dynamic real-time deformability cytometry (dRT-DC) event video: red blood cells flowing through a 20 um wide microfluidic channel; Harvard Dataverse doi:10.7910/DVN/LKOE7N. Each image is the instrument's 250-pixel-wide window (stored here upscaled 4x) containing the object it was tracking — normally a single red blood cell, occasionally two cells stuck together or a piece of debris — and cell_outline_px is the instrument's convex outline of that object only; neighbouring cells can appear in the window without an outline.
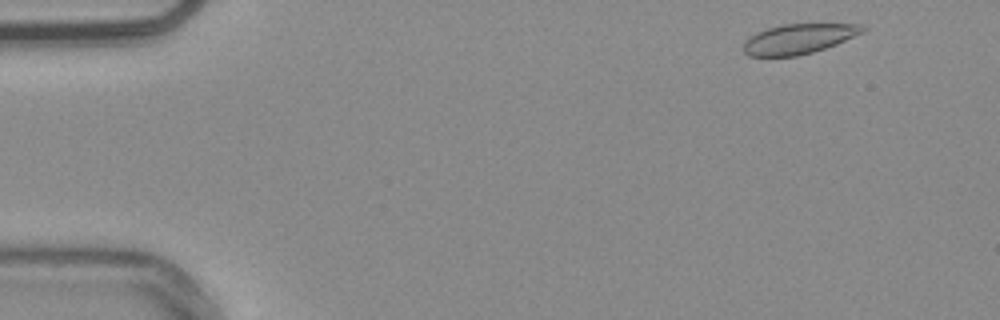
{"species": "common noctule bat (a hibernating species)", "species_latin": "Nyctalus noctula", "temperature_condition": "warm", "stored_images_in_passage": 51, "camera_frame_rate_fps": 3000, "um_per_image_px": 0.085, "animal": {"sex": "male", "body_mass_g": 20.4}, "frame": {"image": 1, "passage_image": 2, "time_ms": 0.333, "image_size_px": [1000, 320], "cell_outline_px": [[868, 28], [864, 32], [836, 44], [812, 52], [796, 56], [748, 56], [744, 52], [744, 44], [756, 32], [780, 24], [860, 24]], "centroid_in_image_um": [67.91, 3.29], "position_along_channel_um": 17.1, "area_um2": 20.58}}
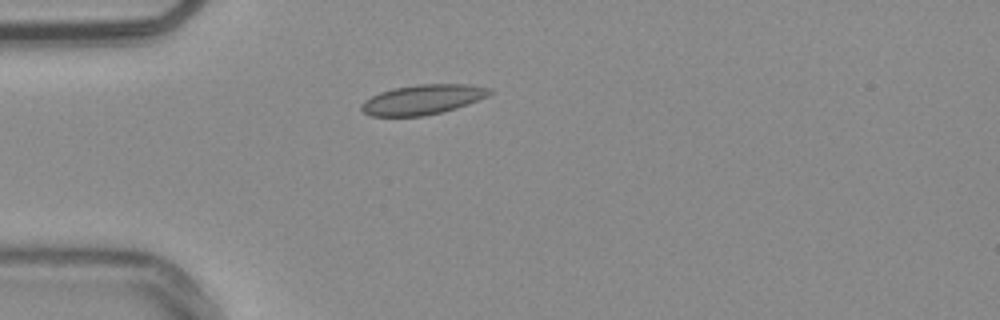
{"frame": {"image": 2, "passage_image": 12, "time_ms": 3.667, "image_size_px": [1000, 320], "cell_outline_px": [[492, 92], [488, 96], [468, 104], [456, 108], [424, 116], [372, 116], [364, 112], [360, 108], [360, 104], [364, 100], [380, 92], [392, 88], [416, 84], [468, 84], [492, 88]], "centroid_in_image_um": [35.93, 8.45], "position_along_channel_um": 49.1, "area_um2": 22.37}}
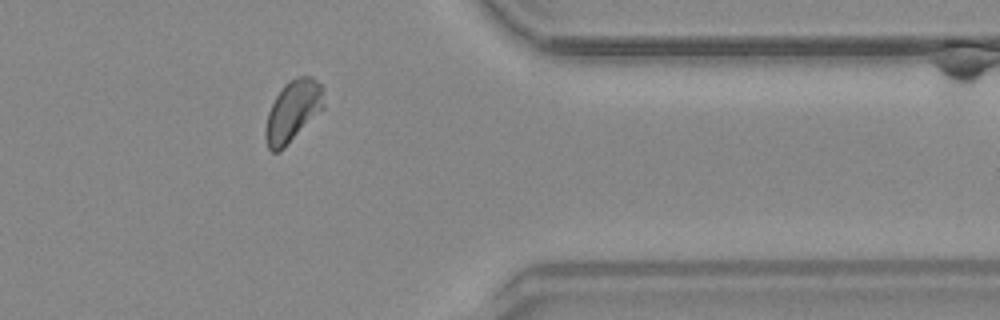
{"frame": {"image": 3, "passage_image": 41, "time_ms": 13.333, "image_size_px": [1000, 320], "cell_outline_px": [[324, 108], [280, 152], [272, 152], [268, 148], [264, 136], [264, 128], [268, 112], [276, 96], [284, 84], [296, 76], [312, 76], [324, 88]], "centroid_in_image_um": [24.89, 9.44], "position_along_channel_um": 386.5, "area_um2": 21.04}, "authors_computed_cell_mechanics": {"area_um2": 20.5768, "velocity_mm_per_s": 3.7732, "shape_relaxation_time_tau1_ms": 7.76, "shape_relaxation_time_tau2_ms": null, "deformation_change_tau1": 0.1152, "deformation_change_tau2": null}}